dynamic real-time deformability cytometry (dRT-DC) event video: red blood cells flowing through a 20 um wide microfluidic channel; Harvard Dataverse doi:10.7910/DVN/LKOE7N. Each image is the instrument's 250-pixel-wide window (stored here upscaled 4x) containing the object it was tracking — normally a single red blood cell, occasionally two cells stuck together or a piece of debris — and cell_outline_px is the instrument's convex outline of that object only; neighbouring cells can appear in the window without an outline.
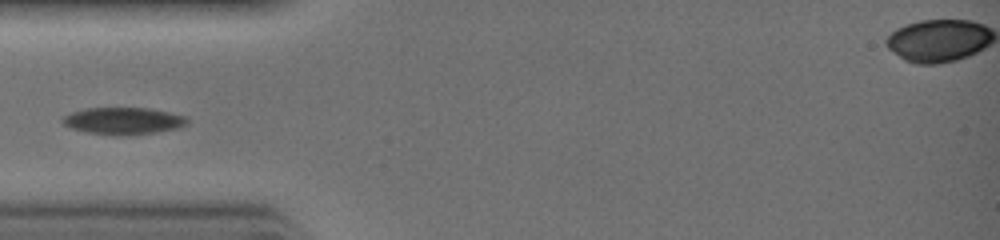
{"species": "common noctule bat (a hibernating species)", "species_latin": "Nyctalus noctula", "temperature_condition": "warm", "stored_images_in_passage": 31, "camera_frame_rate_fps": 3000, "um_per_image_px": 0.085, "animal": {"sex": "female", "body_mass_g": 19.0, "forearm_length_mm": 51.5}, "frame": {"image": 1, "passage_image": 10, "time_ms": 3.0, "image_size_px": [1000, 240], "cell_outline_px": [[188, 124], [180, 128], [152, 132], [120, 136], [112, 136], [84, 132], [72, 128], [64, 124], [60, 120], [60, 116], [84, 108], [148, 108], [188, 116]], "centroid_in_image_um": [10.45, 10.28], "position_along_channel_um": 74.6, "area_um2": 19.88}}
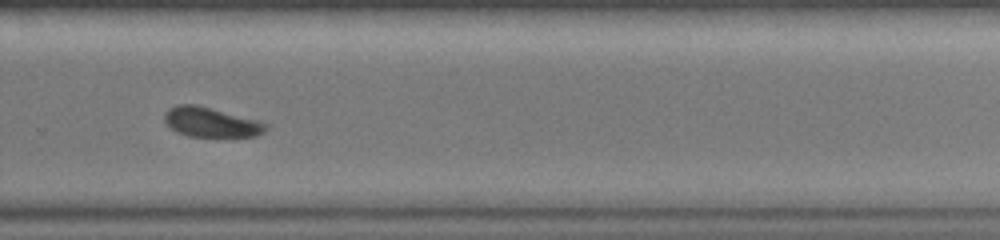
{"frame": {"image": 2, "passage_image": 22, "time_ms": 7.0, "image_size_px": [1000, 240], "cell_outline_px": [[268, 128], [264, 132], [256, 136], [188, 136], [176, 132], [164, 120], [164, 112], [168, 108], [176, 104], [196, 104], [212, 108], [256, 120], [268, 124]], "centroid_in_image_um": [17.9, 10.37], "position_along_channel_um": 311.9, "area_um2": 17.46}}